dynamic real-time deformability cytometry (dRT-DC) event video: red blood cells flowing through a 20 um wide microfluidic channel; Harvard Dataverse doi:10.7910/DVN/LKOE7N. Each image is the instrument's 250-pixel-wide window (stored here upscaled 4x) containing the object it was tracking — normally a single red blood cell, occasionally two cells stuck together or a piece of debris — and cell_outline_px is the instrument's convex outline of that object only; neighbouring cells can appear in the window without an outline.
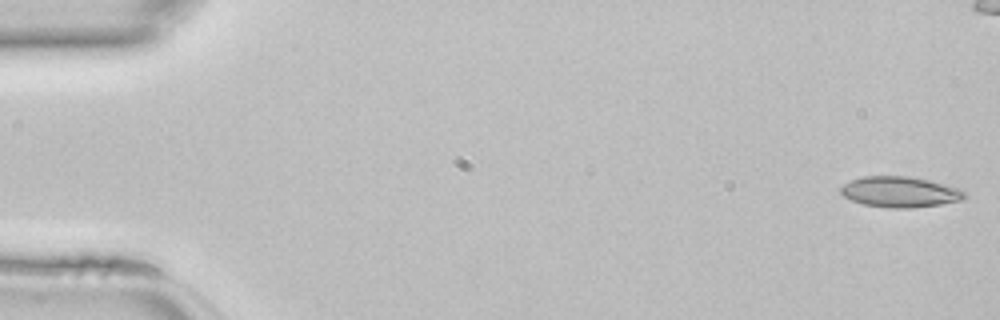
{"species": "common noctule bat (a hibernating species)", "species_latin": "Nyctalus noctula", "temperature_condition": "room temperature", "stored_images_in_passage": 46, "camera_frame_rate_fps": 3000, "um_per_image_px": 0.085, "animal": {"sex": "female", "body_mass_g": 22.7, "forearm_length_mm": 54.2}, "frame": {"image": 1, "passage_image": 1, "time_ms": 0.0, "image_size_px": [1000, 320], "cell_outline_px": [[968, 196], [960, 200], [940, 204], [912, 208], [892, 208], [864, 204], [852, 200], [844, 196], [840, 192], [840, 188], [844, 184], [852, 180], [864, 176], [908, 176], [928, 180], [960, 188], [968, 192]], "centroid_in_image_um": [76.54, 16.31], "position_along_channel_um": 8.5, "area_um2": 22.08}}
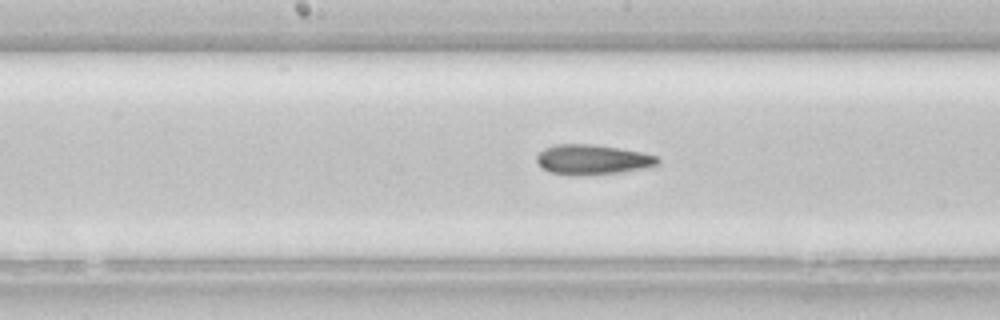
{"frame": {"image": 2, "passage_image": 23, "time_ms": 7.333, "image_size_px": [1000, 320], "cell_outline_px": [[660, 164], [644, 168], [620, 172], [548, 172], [536, 160], [536, 156], [544, 148], [552, 144], [592, 144], [620, 148], [644, 152], [656, 156], [660, 160]], "centroid_in_image_um": [50.41, 13.5], "position_along_channel_um": 197.8, "area_um2": 20.23}}
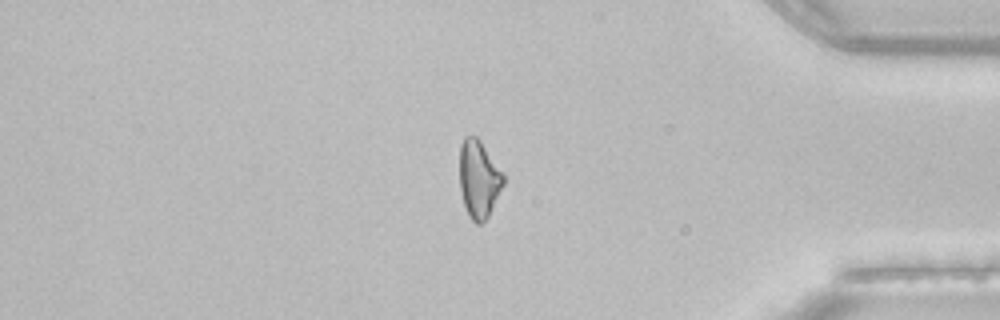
{"frame": {"image": 3, "passage_image": 38, "time_ms": 12.333, "image_size_px": [1000, 320], "cell_outline_px": [[504, 184], [488, 216], [480, 224], [476, 224], [468, 216], [460, 192], [460, 144], [464, 136], [476, 136], [480, 140], [504, 176]], "centroid_in_image_um": [40.67, 15.23], "position_along_channel_um": 394.5, "area_um2": 19.59}}